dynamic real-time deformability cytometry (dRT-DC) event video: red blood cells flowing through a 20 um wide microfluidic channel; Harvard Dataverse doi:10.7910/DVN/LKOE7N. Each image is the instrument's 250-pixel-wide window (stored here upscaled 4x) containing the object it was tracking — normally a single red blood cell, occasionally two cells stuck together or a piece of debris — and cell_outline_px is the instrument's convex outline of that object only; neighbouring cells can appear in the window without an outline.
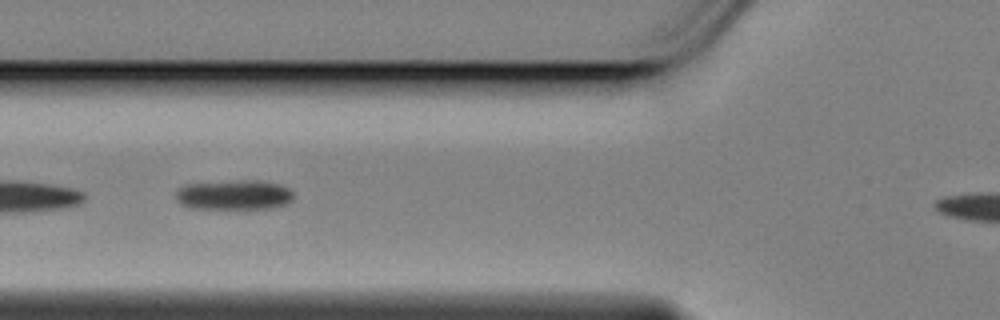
{"species": "Egyptian fruit bat (a non-hibernating species)", "species_latin": "Rousettus aegyptiacus", "temperature_condition": "cold", "stored_images_in_passage": 44, "camera_frame_rate_fps": 3000, "um_per_image_px": 0.085, "animal": {"sex": "female"}, "frame": {"image": 1, "passage_image": 12, "time_ms": 3.667, "image_size_px": [1000, 320], "cell_outline_px": [[292, 200], [288, 204], [272, 208], [188, 208], [180, 204], [176, 200], [176, 192], [180, 188], [188, 184], [240, 180], [260, 180], [280, 184], [288, 188], [292, 192]], "centroid_in_image_um": [19.91, 16.56], "position_along_channel_um": 105.9, "area_um2": 20.46}}
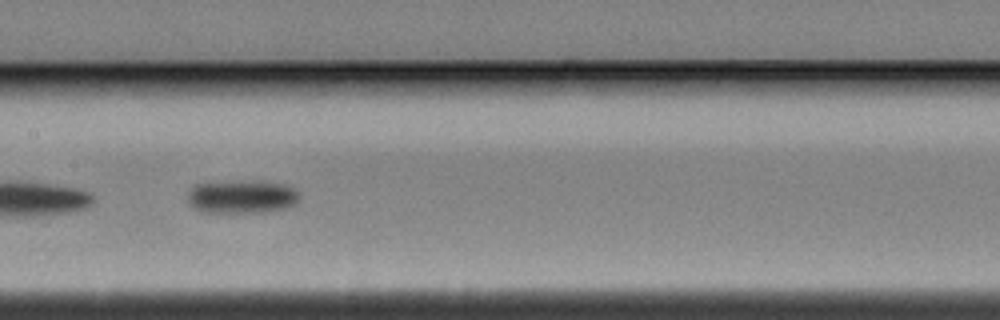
{"frame": {"image": 2, "passage_image": 19, "time_ms": 6.0, "image_size_px": [1000, 320], "cell_outline_px": [[300, 196], [296, 204], [288, 208], [264, 212], [204, 212], [196, 208], [188, 200], [188, 192], [196, 184], [260, 180], [284, 184], [292, 188]], "centroid_in_image_um": [20.61, 16.72], "position_along_channel_um": 186.8, "area_um2": 21.5}}
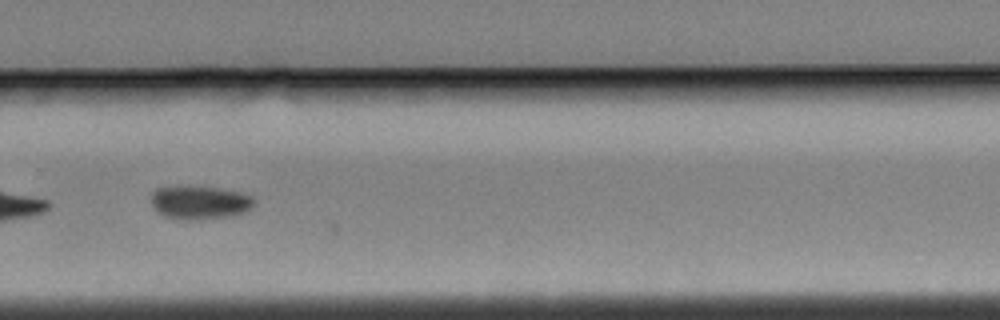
{"frame": {"image": 3, "passage_image": 30, "time_ms": 9.667, "image_size_px": [1000, 320], "cell_outline_px": [[252, 208], [244, 212], [232, 216], [200, 220], [184, 220], [164, 216], [156, 212], [152, 208], [152, 192], [156, 188], [220, 188], [240, 192], [252, 196]], "centroid_in_image_um": [16.97, 17.25], "position_along_channel_um": 312.8, "area_um2": 19.77}, "authors_computed_cell_mechanics": {"area_um2": 21.5016, "velocity_mm_per_s": 3.4515, "shape_relaxation_time_tau1_ms": 1.8568, "shape_relaxation_time_tau2_ms": null, "deformation_change_tau1": 0.1132, "deformation_change_tau2": null}}